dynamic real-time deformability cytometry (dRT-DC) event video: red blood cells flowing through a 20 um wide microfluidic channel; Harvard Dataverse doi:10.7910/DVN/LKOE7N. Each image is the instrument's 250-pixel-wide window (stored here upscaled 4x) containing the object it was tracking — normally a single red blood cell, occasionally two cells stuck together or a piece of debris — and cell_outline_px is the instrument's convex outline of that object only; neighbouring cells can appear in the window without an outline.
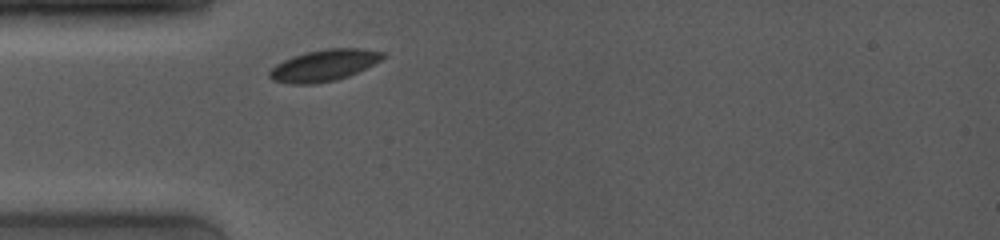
{"species": "common noctule bat (a hibernating species)", "species_latin": "Nyctalus noctula", "temperature_condition": "room temperature", "stored_images_in_passage": 34, "camera_frame_rate_fps": 4000, "um_per_image_px": 0.085, "animal": {"sex": "female", "body_mass_g": 19.0, "forearm_length_mm": 53.3}, "frame": {"image": 1, "passage_image": 1, "time_ms": 0.0, "image_size_px": [1000, 240], "cell_outline_px": [[384, 56], [380, 60], [348, 76], [336, 80], [312, 84], [292, 84], [272, 80], [268, 76], [268, 72], [276, 64], [284, 60], [308, 52], [328, 48], [360, 48], [384, 52]], "centroid_in_image_um": [27.51, 5.56], "position_along_channel_um": 57.5, "area_um2": 20.4}}
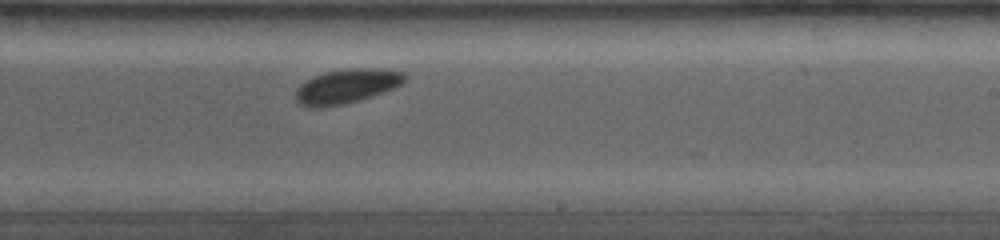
{"frame": {"image": 2, "passage_image": 19, "time_ms": 5.25, "image_size_px": [1000, 240], "cell_outline_px": [[408, 76], [396, 88], [344, 104], [320, 108], [308, 108], [300, 104], [296, 100], [296, 88], [300, 84], [324, 72], [352, 68], [380, 68], [404, 72]], "centroid_in_image_um": [29.47, 7.33], "position_along_channel_um": 259.5, "area_um2": 21.79}}
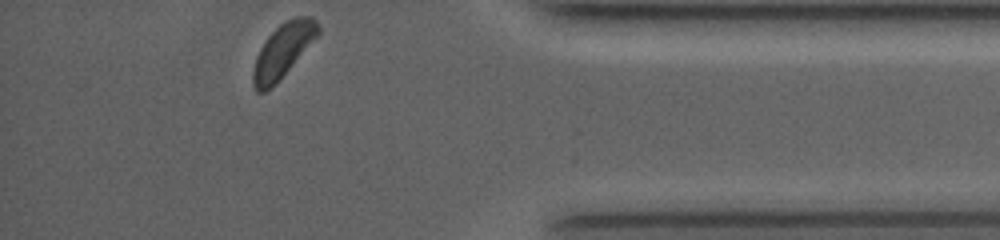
{"frame": {"image": 3, "passage_image": 34, "time_ms": 9.5, "image_size_px": [1000, 240], "cell_outline_px": [[320, 32], [276, 84], [272, 88], [264, 92], [256, 92], [252, 84], [252, 72], [256, 56], [260, 48], [268, 36], [280, 24], [296, 16], [312, 16], [316, 20], [320, 28]], "centroid_in_image_um": [24.02, 4.32], "position_along_channel_um": 411.2, "area_um2": 20.23}}